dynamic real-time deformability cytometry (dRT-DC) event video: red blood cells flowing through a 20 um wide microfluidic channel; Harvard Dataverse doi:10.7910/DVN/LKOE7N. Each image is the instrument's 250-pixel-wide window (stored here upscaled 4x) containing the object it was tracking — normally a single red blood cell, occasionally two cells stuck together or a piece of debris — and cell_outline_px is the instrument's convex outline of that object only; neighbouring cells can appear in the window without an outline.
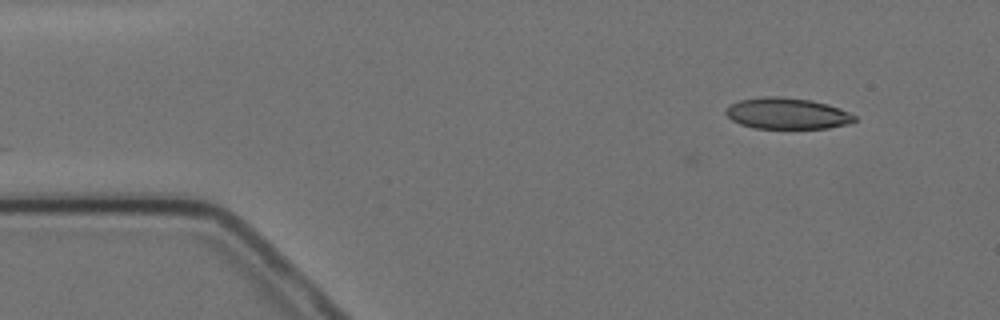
{"species": "Egyptian fruit bat (a non-hibernating species)", "species_latin": "Rousettus aegyptiacus", "temperature_condition": "cold", "stored_images_in_passage": 6, "camera_frame_rate_fps": 3000, "um_per_image_px": 0.085, "animal": {"sex": "female"}, "frame": {"image": 1, "passage_image": 3, "time_ms": 3.333, "image_size_px": [1000, 320], "cell_outline_px": [[856, 120], [852, 124], [828, 128], [756, 128], [740, 124], [732, 120], [724, 112], [724, 108], [740, 100], [764, 96], [780, 96], [812, 100], [828, 104], [840, 108], [856, 116]], "centroid_in_image_um": [66.93, 9.64], "position_along_channel_um": 18.1, "area_um2": 23.58}}